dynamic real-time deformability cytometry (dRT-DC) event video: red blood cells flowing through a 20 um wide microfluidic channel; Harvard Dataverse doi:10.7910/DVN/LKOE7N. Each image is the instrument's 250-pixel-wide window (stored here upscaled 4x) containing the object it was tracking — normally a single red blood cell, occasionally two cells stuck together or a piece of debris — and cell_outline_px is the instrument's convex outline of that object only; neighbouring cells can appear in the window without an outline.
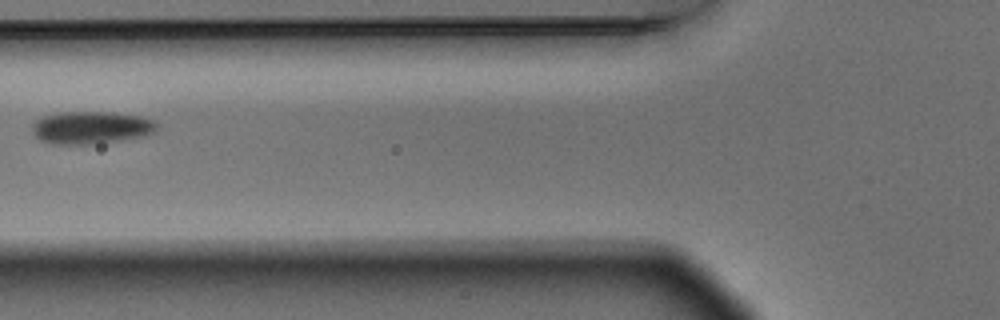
{"species": "Egyptian fruit bat (a non-hibernating species)", "species_latin": "Rousettus aegyptiacus", "temperature_condition": "warm", "stored_images_in_passage": 4, "camera_frame_rate_fps": 3000, "um_per_image_px": 0.085, "animal": {"sex": "male"}, "frame": {"image": 1, "passage_image": 4, "time_ms": 1.0, "image_size_px": [1000, 320], "cell_outline_px": [[156, 132], [144, 136], [88, 144], [48, 144], [40, 140], [32, 132], [32, 124], [36, 120], [44, 116], [60, 112], [112, 112], [140, 116], [156, 120]], "centroid_in_image_um": [7.73, 10.84], "position_along_channel_um": 118.1, "area_um2": 23.64}}